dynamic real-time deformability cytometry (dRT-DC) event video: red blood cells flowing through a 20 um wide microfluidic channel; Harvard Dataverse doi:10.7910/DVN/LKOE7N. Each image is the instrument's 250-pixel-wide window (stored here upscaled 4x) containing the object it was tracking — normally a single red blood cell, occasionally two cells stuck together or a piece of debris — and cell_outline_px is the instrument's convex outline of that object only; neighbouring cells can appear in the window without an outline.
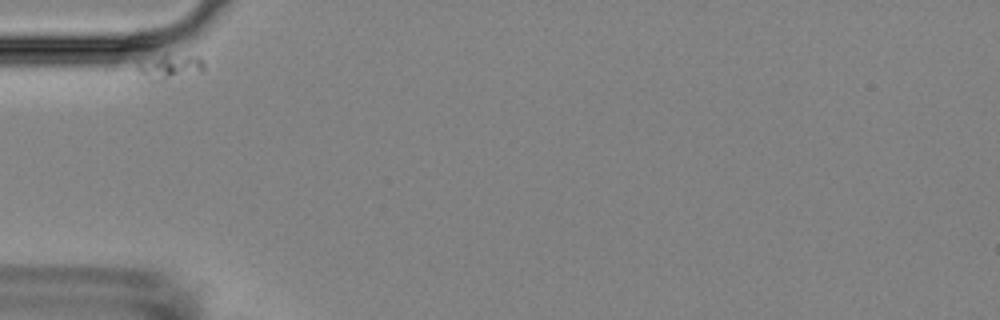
{"species": "Egyptian fruit bat (a non-hibernating species)", "species_latin": "Rousettus aegyptiacus", "temperature_condition": "room temperature", "stored_images_in_passage": 40, "camera_frame_rate_fps": 3000, "um_per_image_px": 0.085, "animal": {"sex": "female"}, "frame": {"image": 1, "passage_image": 1, "time_ms": 0.0, "image_size_px": [1000, 320], "cell_outline_px": [[204, 72], [160, 80], [148, 80], [136, 68], [136, 64], [164, 52], [200, 56], [204, 60]], "centroid_in_image_um": [14.5, 5.62], "position_along_channel_um": 70.5, "area_um2": 10.06}}